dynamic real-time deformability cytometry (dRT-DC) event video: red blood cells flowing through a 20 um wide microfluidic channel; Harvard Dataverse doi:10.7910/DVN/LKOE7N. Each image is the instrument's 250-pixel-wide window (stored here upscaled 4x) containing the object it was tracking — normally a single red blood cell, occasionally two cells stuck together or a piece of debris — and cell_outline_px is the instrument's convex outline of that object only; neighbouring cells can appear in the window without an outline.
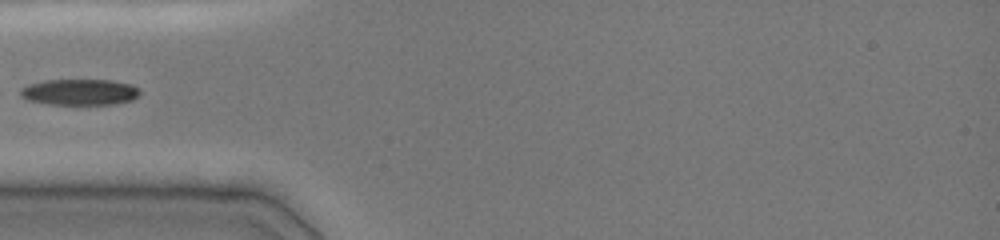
{"species": "common noctule bat (a hibernating species)", "species_latin": "Nyctalus noctula", "temperature_condition": "cold", "stored_images_in_passage": 23, "camera_frame_rate_fps": 3000, "um_per_image_px": 0.085, "animal": {"sex": "female", "body_mass_g": 19.0, "forearm_length_mm": 51.5}, "frame": {"image": 1, "passage_image": 8, "time_ms": 4.333, "image_size_px": [1000, 240], "cell_outline_px": [[140, 92], [132, 100], [116, 104], [48, 104], [28, 100], [20, 96], [20, 88], [28, 84], [44, 80], [112, 80], [128, 84], [136, 88]], "centroid_in_image_um": [6.71, 7.82], "position_along_channel_um": 78.3, "area_um2": 18.03}}
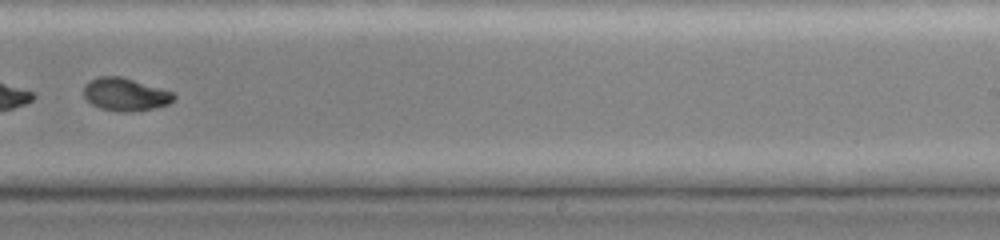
{"frame": {"image": 2, "passage_image": 16, "time_ms": 9.333, "image_size_px": [1000, 240], "cell_outline_px": [[176, 96], [168, 104], [152, 108], [132, 112], [120, 112], [100, 108], [92, 104], [84, 96], [84, 84], [88, 80], [100, 76], [120, 76], [176, 92]], "centroid_in_image_um": [10.65, 8.01], "position_along_channel_um": 278.3, "area_um2": 17.34}}
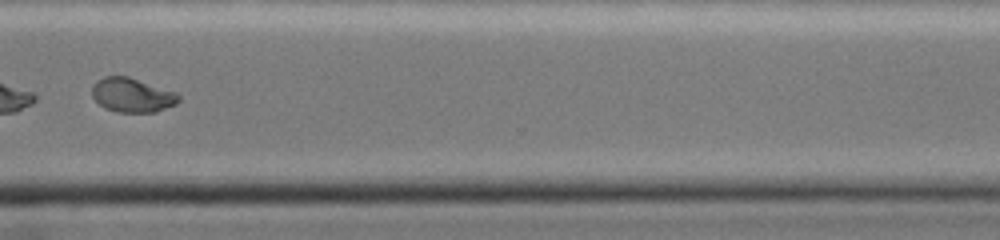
{"frame": {"image": 3, "passage_image": 19, "time_ms": 11.333, "image_size_px": [1000, 240], "cell_outline_px": [[180, 100], [176, 104], [156, 112], [116, 112], [104, 108], [92, 96], [92, 84], [96, 80], [104, 76], [128, 76], [176, 92], [180, 96]], "centroid_in_image_um": [11.22, 8.08], "position_along_channel_um": 359.4, "area_um2": 17.4}, "authors_computed_cell_mechanics": {"area_um2": 18.9006, "velocity_mm_per_s": 4.018, "shape_relaxation_time_tau1_ms": 9.1969, "shape_relaxation_time_tau2_ms": 4.1149, "deformation_change_tau1": 0.322, "deformation_change_tau2": 0.0581}}